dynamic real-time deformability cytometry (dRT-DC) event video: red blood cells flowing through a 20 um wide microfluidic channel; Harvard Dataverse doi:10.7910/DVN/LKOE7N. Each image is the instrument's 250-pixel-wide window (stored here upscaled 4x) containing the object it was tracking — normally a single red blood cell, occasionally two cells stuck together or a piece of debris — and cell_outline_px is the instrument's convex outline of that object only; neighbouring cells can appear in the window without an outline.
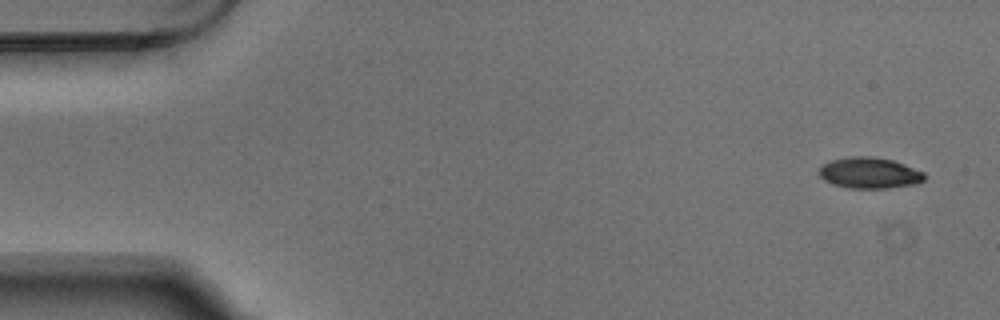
{"species": "Egyptian fruit bat (a non-hibernating species)", "species_latin": "Rousettus aegyptiacus", "temperature_condition": "warm", "stored_images_in_passage": 3, "camera_frame_rate_fps": 3000, "um_per_image_px": 0.085, "animal": {"sex": "male"}, "frame": {"image": 1, "passage_image": 1, "time_ms": 0.0, "image_size_px": [1000, 320], "cell_outline_px": [[924, 180], [916, 184], [884, 188], [848, 188], [832, 184], [824, 180], [816, 172], [824, 164], [832, 160], [852, 156], [872, 156], [892, 160], [904, 164], [924, 172]], "centroid_in_image_um": [73.88, 14.7], "position_along_channel_um": 11.1, "area_um2": 19.02}}